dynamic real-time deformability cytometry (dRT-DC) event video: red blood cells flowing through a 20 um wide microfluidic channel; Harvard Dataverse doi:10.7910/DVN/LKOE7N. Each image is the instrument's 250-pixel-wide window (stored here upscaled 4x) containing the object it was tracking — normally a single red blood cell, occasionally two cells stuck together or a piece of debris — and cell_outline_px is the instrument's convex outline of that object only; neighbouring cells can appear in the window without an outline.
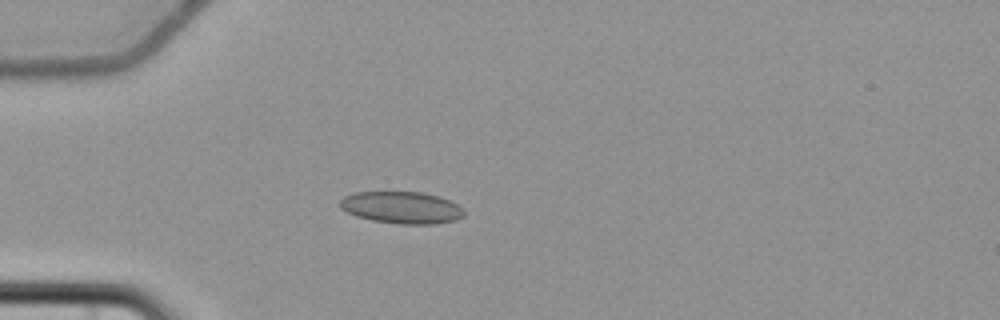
{"species": "common noctule bat (a hibernating species)", "species_latin": "Nyctalus noctula", "temperature_condition": "cold", "stored_images_in_passage": 5, "camera_frame_rate_fps": 3000, "um_per_image_px": 0.085, "animal": {"sex": "female", "body_mass_g": 22.7, "forearm_length_mm": 54.2}, "frame": {"image": 1, "passage_image": 5, "time_ms": 4.667, "image_size_px": [1000, 320], "cell_outline_px": [[464, 216], [456, 220], [436, 224], [400, 224], [372, 220], [356, 216], [340, 208], [340, 200], [344, 196], [352, 192], [424, 192], [440, 196], [464, 208]], "centroid_in_image_um": [34.16, 17.64], "position_along_channel_um": 50.8, "area_um2": 23.29}}